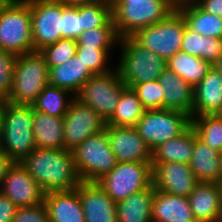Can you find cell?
Wrapping results in <instances>:
<instances>
[{
  "label": "cell",
  "instance_id": "obj_1",
  "mask_svg": "<svg viewBox=\"0 0 222 222\" xmlns=\"http://www.w3.org/2000/svg\"><path fill=\"white\" fill-rule=\"evenodd\" d=\"M20 163L45 194L72 190L81 182L70 150L35 148Z\"/></svg>",
  "mask_w": 222,
  "mask_h": 222
},
{
  "label": "cell",
  "instance_id": "obj_2",
  "mask_svg": "<svg viewBox=\"0 0 222 222\" xmlns=\"http://www.w3.org/2000/svg\"><path fill=\"white\" fill-rule=\"evenodd\" d=\"M112 20L119 38L159 23L176 10L171 0H111Z\"/></svg>",
  "mask_w": 222,
  "mask_h": 222
},
{
  "label": "cell",
  "instance_id": "obj_3",
  "mask_svg": "<svg viewBox=\"0 0 222 222\" xmlns=\"http://www.w3.org/2000/svg\"><path fill=\"white\" fill-rule=\"evenodd\" d=\"M32 105L6 102L0 130V149L13 161L21 162L35 148Z\"/></svg>",
  "mask_w": 222,
  "mask_h": 222
},
{
  "label": "cell",
  "instance_id": "obj_4",
  "mask_svg": "<svg viewBox=\"0 0 222 222\" xmlns=\"http://www.w3.org/2000/svg\"><path fill=\"white\" fill-rule=\"evenodd\" d=\"M121 56L117 70L126 87L158 80L166 66V61L159 55L142 47L132 37L119 39Z\"/></svg>",
  "mask_w": 222,
  "mask_h": 222
},
{
  "label": "cell",
  "instance_id": "obj_5",
  "mask_svg": "<svg viewBox=\"0 0 222 222\" xmlns=\"http://www.w3.org/2000/svg\"><path fill=\"white\" fill-rule=\"evenodd\" d=\"M49 66L39 51L18 55L7 102L32 105L49 84Z\"/></svg>",
  "mask_w": 222,
  "mask_h": 222
},
{
  "label": "cell",
  "instance_id": "obj_6",
  "mask_svg": "<svg viewBox=\"0 0 222 222\" xmlns=\"http://www.w3.org/2000/svg\"><path fill=\"white\" fill-rule=\"evenodd\" d=\"M0 49L16 55L34 51L28 0H9L0 9Z\"/></svg>",
  "mask_w": 222,
  "mask_h": 222
},
{
  "label": "cell",
  "instance_id": "obj_7",
  "mask_svg": "<svg viewBox=\"0 0 222 222\" xmlns=\"http://www.w3.org/2000/svg\"><path fill=\"white\" fill-rule=\"evenodd\" d=\"M78 177L84 182H97L118 163L105 130L96 133L72 150Z\"/></svg>",
  "mask_w": 222,
  "mask_h": 222
},
{
  "label": "cell",
  "instance_id": "obj_8",
  "mask_svg": "<svg viewBox=\"0 0 222 222\" xmlns=\"http://www.w3.org/2000/svg\"><path fill=\"white\" fill-rule=\"evenodd\" d=\"M152 174L151 162H118L96 183L117 203L150 187L153 184Z\"/></svg>",
  "mask_w": 222,
  "mask_h": 222
},
{
  "label": "cell",
  "instance_id": "obj_9",
  "mask_svg": "<svg viewBox=\"0 0 222 222\" xmlns=\"http://www.w3.org/2000/svg\"><path fill=\"white\" fill-rule=\"evenodd\" d=\"M185 27V19L176 9L166 19L138 30L131 37L142 47L167 61L181 51Z\"/></svg>",
  "mask_w": 222,
  "mask_h": 222
},
{
  "label": "cell",
  "instance_id": "obj_10",
  "mask_svg": "<svg viewBox=\"0 0 222 222\" xmlns=\"http://www.w3.org/2000/svg\"><path fill=\"white\" fill-rule=\"evenodd\" d=\"M191 125V117L168 109L145 110L135 128L153 151L160 144L182 134Z\"/></svg>",
  "mask_w": 222,
  "mask_h": 222
},
{
  "label": "cell",
  "instance_id": "obj_11",
  "mask_svg": "<svg viewBox=\"0 0 222 222\" xmlns=\"http://www.w3.org/2000/svg\"><path fill=\"white\" fill-rule=\"evenodd\" d=\"M125 87L117 70L114 69L109 73L89 78L75 98L83 105L91 107L107 122L112 117Z\"/></svg>",
  "mask_w": 222,
  "mask_h": 222
},
{
  "label": "cell",
  "instance_id": "obj_12",
  "mask_svg": "<svg viewBox=\"0 0 222 222\" xmlns=\"http://www.w3.org/2000/svg\"><path fill=\"white\" fill-rule=\"evenodd\" d=\"M31 10L33 50L56 43L62 38V2L59 0H28Z\"/></svg>",
  "mask_w": 222,
  "mask_h": 222
},
{
  "label": "cell",
  "instance_id": "obj_13",
  "mask_svg": "<svg viewBox=\"0 0 222 222\" xmlns=\"http://www.w3.org/2000/svg\"><path fill=\"white\" fill-rule=\"evenodd\" d=\"M105 128L106 121L98 113L73 99L63 117L64 149L72 151L85 139Z\"/></svg>",
  "mask_w": 222,
  "mask_h": 222
},
{
  "label": "cell",
  "instance_id": "obj_14",
  "mask_svg": "<svg viewBox=\"0 0 222 222\" xmlns=\"http://www.w3.org/2000/svg\"><path fill=\"white\" fill-rule=\"evenodd\" d=\"M0 193L17 207L35 206L44 203L45 193L19 162H14L2 180Z\"/></svg>",
  "mask_w": 222,
  "mask_h": 222
},
{
  "label": "cell",
  "instance_id": "obj_15",
  "mask_svg": "<svg viewBox=\"0 0 222 222\" xmlns=\"http://www.w3.org/2000/svg\"><path fill=\"white\" fill-rule=\"evenodd\" d=\"M153 186L168 194L188 197L199 183L189 164L152 163Z\"/></svg>",
  "mask_w": 222,
  "mask_h": 222
},
{
  "label": "cell",
  "instance_id": "obj_16",
  "mask_svg": "<svg viewBox=\"0 0 222 222\" xmlns=\"http://www.w3.org/2000/svg\"><path fill=\"white\" fill-rule=\"evenodd\" d=\"M111 150L118 162H151L152 150L135 127L106 125Z\"/></svg>",
  "mask_w": 222,
  "mask_h": 222
},
{
  "label": "cell",
  "instance_id": "obj_17",
  "mask_svg": "<svg viewBox=\"0 0 222 222\" xmlns=\"http://www.w3.org/2000/svg\"><path fill=\"white\" fill-rule=\"evenodd\" d=\"M77 191L85 222H118L116 203L96 182L81 181Z\"/></svg>",
  "mask_w": 222,
  "mask_h": 222
},
{
  "label": "cell",
  "instance_id": "obj_18",
  "mask_svg": "<svg viewBox=\"0 0 222 222\" xmlns=\"http://www.w3.org/2000/svg\"><path fill=\"white\" fill-rule=\"evenodd\" d=\"M188 200L197 222H220L222 216L220 183L199 182L188 196Z\"/></svg>",
  "mask_w": 222,
  "mask_h": 222
},
{
  "label": "cell",
  "instance_id": "obj_19",
  "mask_svg": "<svg viewBox=\"0 0 222 222\" xmlns=\"http://www.w3.org/2000/svg\"><path fill=\"white\" fill-rule=\"evenodd\" d=\"M158 81L163 90V109L181 111L192 118L194 87L168 67Z\"/></svg>",
  "mask_w": 222,
  "mask_h": 222
},
{
  "label": "cell",
  "instance_id": "obj_20",
  "mask_svg": "<svg viewBox=\"0 0 222 222\" xmlns=\"http://www.w3.org/2000/svg\"><path fill=\"white\" fill-rule=\"evenodd\" d=\"M222 109V74L213 67L194 87L192 117L218 114Z\"/></svg>",
  "mask_w": 222,
  "mask_h": 222
},
{
  "label": "cell",
  "instance_id": "obj_21",
  "mask_svg": "<svg viewBox=\"0 0 222 222\" xmlns=\"http://www.w3.org/2000/svg\"><path fill=\"white\" fill-rule=\"evenodd\" d=\"M152 222H197L190 208L188 197L165 193L155 189Z\"/></svg>",
  "mask_w": 222,
  "mask_h": 222
},
{
  "label": "cell",
  "instance_id": "obj_22",
  "mask_svg": "<svg viewBox=\"0 0 222 222\" xmlns=\"http://www.w3.org/2000/svg\"><path fill=\"white\" fill-rule=\"evenodd\" d=\"M44 203L50 222H85L77 188L46 193Z\"/></svg>",
  "mask_w": 222,
  "mask_h": 222
},
{
  "label": "cell",
  "instance_id": "obj_23",
  "mask_svg": "<svg viewBox=\"0 0 222 222\" xmlns=\"http://www.w3.org/2000/svg\"><path fill=\"white\" fill-rule=\"evenodd\" d=\"M49 68V85L68 90L74 97L84 82L94 76L77 55L61 65Z\"/></svg>",
  "mask_w": 222,
  "mask_h": 222
},
{
  "label": "cell",
  "instance_id": "obj_24",
  "mask_svg": "<svg viewBox=\"0 0 222 222\" xmlns=\"http://www.w3.org/2000/svg\"><path fill=\"white\" fill-rule=\"evenodd\" d=\"M221 153L206 145L197 137L190 160V168L198 182L220 183L222 179Z\"/></svg>",
  "mask_w": 222,
  "mask_h": 222
},
{
  "label": "cell",
  "instance_id": "obj_25",
  "mask_svg": "<svg viewBox=\"0 0 222 222\" xmlns=\"http://www.w3.org/2000/svg\"><path fill=\"white\" fill-rule=\"evenodd\" d=\"M176 9L186 26L202 36L222 39V18L204 11L194 0H183Z\"/></svg>",
  "mask_w": 222,
  "mask_h": 222
},
{
  "label": "cell",
  "instance_id": "obj_26",
  "mask_svg": "<svg viewBox=\"0 0 222 222\" xmlns=\"http://www.w3.org/2000/svg\"><path fill=\"white\" fill-rule=\"evenodd\" d=\"M195 146V130L190 125L182 134L160 144L152 151L151 163L190 164Z\"/></svg>",
  "mask_w": 222,
  "mask_h": 222
},
{
  "label": "cell",
  "instance_id": "obj_27",
  "mask_svg": "<svg viewBox=\"0 0 222 222\" xmlns=\"http://www.w3.org/2000/svg\"><path fill=\"white\" fill-rule=\"evenodd\" d=\"M32 131L39 149H64L63 117L47 115L33 109Z\"/></svg>",
  "mask_w": 222,
  "mask_h": 222
},
{
  "label": "cell",
  "instance_id": "obj_28",
  "mask_svg": "<svg viewBox=\"0 0 222 222\" xmlns=\"http://www.w3.org/2000/svg\"><path fill=\"white\" fill-rule=\"evenodd\" d=\"M155 188L153 184L145 190L117 202L118 222H152V202Z\"/></svg>",
  "mask_w": 222,
  "mask_h": 222
},
{
  "label": "cell",
  "instance_id": "obj_29",
  "mask_svg": "<svg viewBox=\"0 0 222 222\" xmlns=\"http://www.w3.org/2000/svg\"><path fill=\"white\" fill-rule=\"evenodd\" d=\"M166 66L193 87L203 79L212 67L209 62L183 51L170 57L166 61Z\"/></svg>",
  "mask_w": 222,
  "mask_h": 222
},
{
  "label": "cell",
  "instance_id": "obj_30",
  "mask_svg": "<svg viewBox=\"0 0 222 222\" xmlns=\"http://www.w3.org/2000/svg\"><path fill=\"white\" fill-rule=\"evenodd\" d=\"M181 51L212 65L222 53V39L202 36L186 26Z\"/></svg>",
  "mask_w": 222,
  "mask_h": 222
},
{
  "label": "cell",
  "instance_id": "obj_31",
  "mask_svg": "<svg viewBox=\"0 0 222 222\" xmlns=\"http://www.w3.org/2000/svg\"><path fill=\"white\" fill-rule=\"evenodd\" d=\"M144 111L145 109L136 92L130 87H125L122 90L116 109L106 125L135 127Z\"/></svg>",
  "mask_w": 222,
  "mask_h": 222
},
{
  "label": "cell",
  "instance_id": "obj_32",
  "mask_svg": "<svg viewBox=\"0 0 222 222\" xmlns=\"http://www.w3.org/2000/svg\"><path fill=\"white\" fill-rule=\"evenodd\" d=\"M68 90L47 85L32 104L34 110L47 115L64 117L69 105L75 99ZM70 98H68V97ZM67 99V100H66Z\"/></svg>",
  "mask_w": 222,
  "mask_h": 222
},
{
  "label": "cell",
  "instance_id": "obj_33",
  "mask_svg": "<svg viewBox=\"0 0 222 222\" xmlns=\"http://www.w3.org/2000/svg\"><path fill=\"white\" fill-rule=\"evenodd\" d=\"M191 125L203 143L222 153V118L218 114L192 117Z\"/></svg>",
  "mask_w": 222,
  "mask_h": 222
},
{
  "label": "cell",
  "instance_id": "obj_34",
  "mask_svg": "<svg viewBox=\"0 0 222 222\" xmlns=\"http://www.w3.org/2000/svg\"><path fill=\"white\" fill-rule=\"evenodd\" d=\"M82 27L84 31L95 27H115L112 20L111 0H100L82 6Z\"/></svg>",
  "mask_w": 222,
  "mask_h": 222
},
{
  "label": "cell",
  "instance_id": "obj_35",
  "mask_svg": "<svg viewBox=\"0 0 222 222\" xmlns=\"http://www.w3.org/2000/svg\"><path fill=\"white\" fill-rule=\"evenodd\" d=\"M119 39L115 27H95L82 32L77 38V47L113 49L119 45Z\"/></svg>",
  "mask_w": 222,
  "mask_h": 222
},
{
  "label": "cell",
  "instance_id": "obj_36",
  "mask_svg": "<svg viewBox=\"0 0 222 222\" xmlns=\"http://www.w3.org/2000/svg\"><path fill=\"white\" fill-rule=\"evenodd\" d=\"M77 40L61 38L56 43L44 47L39 52L49 67H55L76 55Z\"/></svg>",
  "mask_w": 222,
  "mask_h": 222
},
{
  "label": "cell",
  "instance_id": "obj_37",
  "mask_svg": "<svg viewBox=\"0 0 222 222\" xmlns=\"http://www.w3.org/2000/svg\"><path fill=\"white\" fill-rule=\"evenodd\" d=\"M111 50L113 49L77 47L76 55L94 75L106 74L115 69L107 65L110 57L109 55L112 54Z\"/></svg>",
  "mask_w": 222,
  "mask_h": 222
},
{
  "label": "cell",
  "instance_id": "obj_38",
  "mask_svg": "<svg viewBox=\"0 0 222 222\" xmlns=\"http://www.w3.org/2000/svg\"><path fill=\"white\" fill-rule=\"evenodd\" d=\"M132 89L145 110L163 109V90L158 80L136 84Z\"/></svg>",
  "mask_w": 222,
  "mask_h": 222
},
{
  "label": "cell",
  "instance_id": "obj_39",
  "mask_svg": "<svg viewBox=\"0 0 222 222\" xmlns=\"http://www.w3.org/2000/svg\"><path fill=\"white\" fill-rule=\"evenodd\" d=\"M83 31L82 6L70 7L62 3V38L77 40Z\"/></svg>",
  "mask_w": 222,
  "mask_h": 222
},
{
  "label": "cell",
  "instance_id": "obj_40",
  "mask_svg": "<svg viewBox=\"0 0 222 222\" xmlns=\"http://www.w3.org/2000/svg\"><path fill=\"white\" fill-rule=\"evenodd\" d=\"M18 55L0 49V97L8 99Z\"/></svg>",
  "mask_w": 222,
  "mask_h": 222
},
{
  "label": "cell",
  "instance_id": "obj_41",
  "mask_svg": "<svg viewBox=\"0 0 222 222\" xmlns=\"http://www.w3.org/2000/svg\"><path fill=\"white\" fill-rule=\"evenodd\" d=\"M12 222H50L45 203L18 207Z\"/></svg>",
  "mask_w": 222,
  "mask_h": 222
},
{
  "label": "cell",
  "instance_id": "obj_42",
  "mask_svg": "<svg viewBox=\"0 0 222 222\" xmlns=\"http://www.w3.org/2000/svg\"><path fill=\"white\" fill-rule=\"evenodd\" d=\"M17 208L8 197L0 193V222H12Z\"/></svg>",
  "mask_w": 222,
  "mask_h": 222
},
{
  "label": "cell",
  "instance_id": "obj_43",
  "mask_svg": "<svg viewBox=\"0 0 222 222\" xmlns=\"http://www.w3.org/2000/svg\"><path fill=\"white\" fill-rule=\"evenodd\" d=\"M204 11L222 18V0H194Z\"/></svg>",
  "mask_w": 222,
  "mask_h": 222
},
{
  "label": "cell",
  "instance_id": "obj_44",
  "mask_svg": "<svg viewBox=\"0 0 222 222\" xmlns=\"http://www.w3.org/2000/svg\"><path fill=\"white\" fill-rule=\"evenodd\" d=\"M14 162L0 149V186L7 174L8 169Z\"/></svg>",
  "mask_w": 222,
  "mask_h": 222
},
{
  "label": "cell",
  "instance_id": "obj_45",
  "mask_svg": "<svg viewBox=\"0 0 222 222\" xmlns=\"http://www.w3.org/2000/svg\"><path fill=\"white\" fill-rule=\"evenodd\" d=\"M59 1H61L66 6L79 7L83 5L93 4L100 0H59Z\"/></svg>",
  "mask_w": 222,
  "mask_h": 222
},
{
  "label": "cell",
  "instance_id": "obj_46",
  "mask_svg": "<svg viewBox=\"0 0 222 222\" xmlns=\"http://www.w3.org/2000/svg\"><path fill=\"white\" fill-rule=\"evenodd\" d=\"M212 67L222 74V53L217 60L212 64Z\"/></svg>",
  "mask_w": 222,
  "mask_h": 222
},
{
  "label": "cell",
  "instance_id": "obj_47",
  "mask_svg": "<svg viewBox=\"0 0 222 222\" xmlns=\"http://www.w3.org/2000/svg\"><path fill=\"white\" fill-rule=\"evenodd\" d=\"M6 102H7L6 99L0 97V130H1V125H2V120H3V112H4Z\"/></svg>",
  "mask_w": 222,
  "mask_h": 222
},
{
  "label": "cell",
  "instance_id": "obj_48",
  "mask_svg": "<svg viewBox=\"0 0 222 222\" xmlns=\"http://www.w3.org/2000/svg\"><path fill=\"white\" fill-rule=\"evenodd\" d=\"M9 0H0V9L8 2Z\"/></svg>",
  "mask_w": 222,
  "mask_h": 222
},
{
  "label": "cell",
  "instance_id": "obj_49",
  "mask_svg": "<svg viewBox=\"0 0 222 222\" xmlns=\"http://www.w3.org/2000/svg\"><path fill=\"white\" fill-rule=\"evenodd\" d=\"M176 6H178L183 0H171Z\"/></svg>",
  "mask_w": 222,
  "mask_h": 222
},
{
  "label": "cell",
  "instance_id": "obj_50",
  "mask_svg": "<svg viewBox=\"0 0 222 222\" xmlns=\"http://www.w3.org/2000/svg\"><path fill=\"white\" fill-rule=\"evenodd\" d=\"M218 115L222 118V109H221V111L218 113Z\"/></svg>",
  "mask_w": 222,
  "mask_h": 222
},
{
  "label": "cell",
  "instance_id": "obj_51",
  "mask_svg": "<svg viewBox=\"0 0 222 222\" xmlns=\"http://www.w3.org/2000/svg\"><path fill=\"white\" fill-rule=\"evenodd\" d=\"M220 186H221V191H222V179H221V181H220Z\"/></svg>",
  "mask_w": 222,
  "mask_h": 222
}]
</instances>
